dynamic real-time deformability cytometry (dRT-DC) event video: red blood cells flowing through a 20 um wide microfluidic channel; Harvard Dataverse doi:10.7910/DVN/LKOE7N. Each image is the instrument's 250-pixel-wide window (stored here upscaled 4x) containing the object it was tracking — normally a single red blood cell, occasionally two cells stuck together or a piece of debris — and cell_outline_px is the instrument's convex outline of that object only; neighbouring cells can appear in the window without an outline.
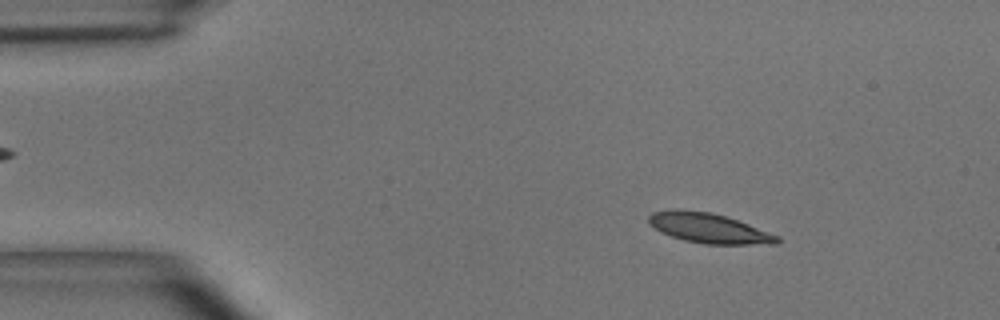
{"species": "common noctule bat (a hibernating species)", "species_latin": "Nyctalus noctula", "temperature_condition": "room temperature", "stored_images_in_passage": 3, "camera_frame_rate_fps": 3000, "um_per_image_px": 0.085, "animal": {"sex": "male", "body_mass_g": 15.6}, "frame": {"image": 1, "passage_image": 1, "time_ms": 0.0, "image_size_px": [1000, 320], "cell_outline_px": [[780, 240], [776, 244], [704, 244], [684, 240], [660, 232], [648, 224], [648, 216], [652, 212], [672, 208], [676, 208], [712, 212], [748, 224], [780, 236]], "centroid_in_image_um": [60.2, 19.38], "position_along_channel_um": 24.8, "area_um2": 22.54}}
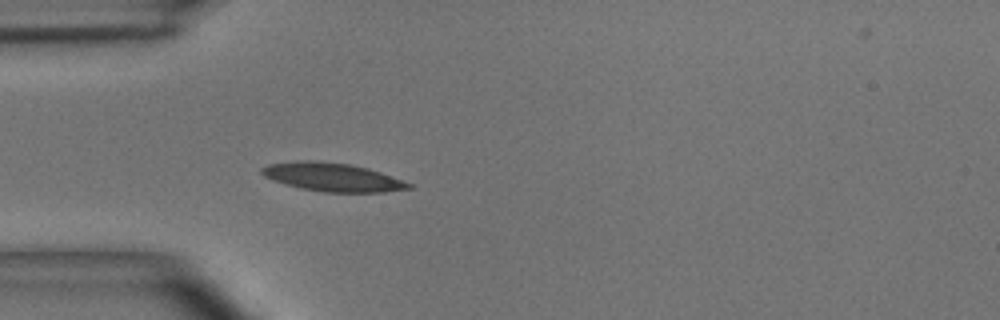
{"frame": {"image": 2, "passage_image": 3, "time_ms": 0.667, "image_size_px": [1000, 320], "cell_outline_px": [[412, 188], [384, 192], [324, 192], [300, 188], [284, 184], [272, 180], [264, 176], [260, 172], [260, 168], [268, 164], [296, 160], [316, 160], [352, 164], [368, 168], [380, 172], [412, 184]], "centroid_in_image_um": [28.2, 15.04], "position_along_channel_um": 56.8, "area_um2": 24.51}}